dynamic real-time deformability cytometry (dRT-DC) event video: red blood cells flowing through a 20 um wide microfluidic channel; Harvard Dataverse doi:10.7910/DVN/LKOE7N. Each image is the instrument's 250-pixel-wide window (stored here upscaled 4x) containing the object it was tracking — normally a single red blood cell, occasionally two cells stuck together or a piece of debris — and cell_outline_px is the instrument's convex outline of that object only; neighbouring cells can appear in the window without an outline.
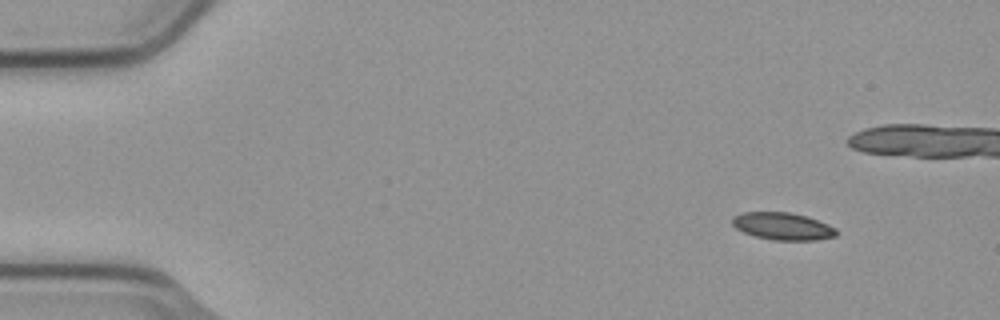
{"species": "common noctule bat (a hibernating species)", "species_latin": "Nyctalus noctula", "temperature_condition": "cold", "stored_images_in_passage": 51, "camera_frame_rate_fps": 3000, "um_per_image_px": 0.085, "animal": {"sex": "male", "body_mass_g": 23.1, "forearm_length_mm": 52.7}, "frame": {"image": 1, "passage_image": 1, "time_ms": 0.0, "image_size_px": [1000, 320], "cell_outline_px": [[836, 236], [812, 240], [772, 240], [756, 236], [744, 232], [736, 228], [732, 224], [732, 216], [744, 212], [788, 212], [804, 216], [828, 224], [836, 228]], "centroid_in_image_um": [66.5, 19.23], "position_along_channel_um": 18.5, "area_um2": 16.36}}
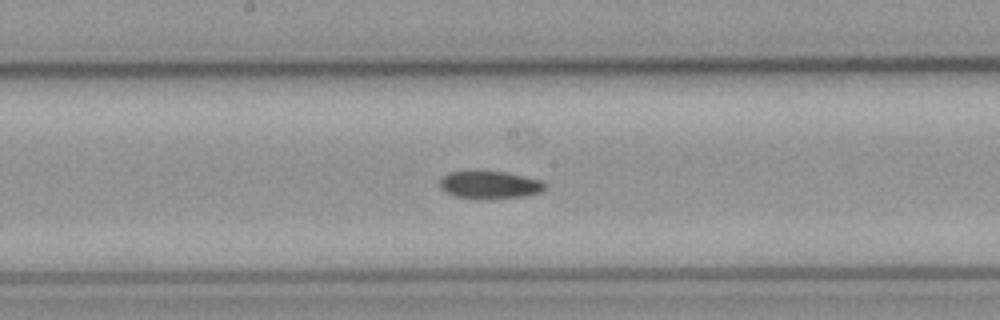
{"frame": {"image": 2, "passage_image": 24, "time_ms": 7.667, "image_size_px": [1000, 320], "cell_outline_px": [[548, 188], [540, 192], [528, 196], [488, 200], [476, 200], [452, 196], [444, 192], [440, 188], [440, 180], [448, 172], [504, 172], [524, 176], [540, 180], [548, 184]], "centroid_in_image_um": [41.65, 15.76], "position_along_channel_um": 206.6, "area_um2": 17.4}}
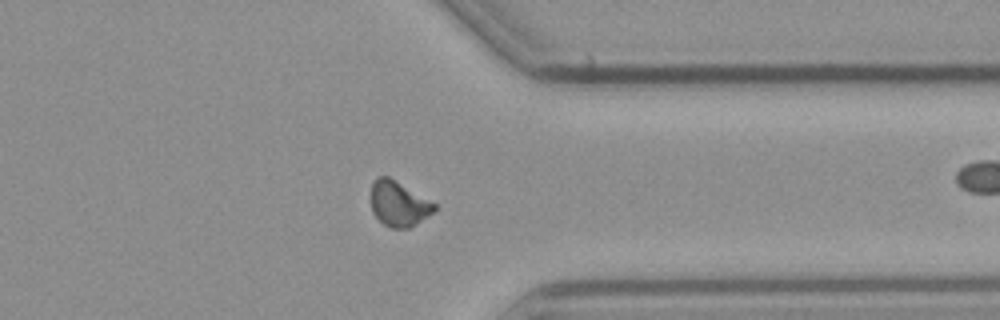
{"frame": {"image": 3, "passage_image": 38, "time_ms": 12.333, "image_size_px": [1000, 320], "cell_outline_px": [[436, 208], [432, 212], [416, 224], [408, 228], [392, 228], [384, 224], [372, 212], [372, 184], [380, 176], [388, 176], [436, 204]], "centroid_in_image_um": [33.88, 17.33], "position_along_channel_um": 377.5, "area_um2": 16.18}, "authors_computed_cell_mechanics": {"area_um2": 16.9354, "velocity_mm_per_s": 3.7779, "shape_relaxation_time_tau1_ms": null, "shape_relaxation_time_tau2_ms": 10.1015, "deformation_change_tau1": null, "deformation_change_tau2": 0.1184}}